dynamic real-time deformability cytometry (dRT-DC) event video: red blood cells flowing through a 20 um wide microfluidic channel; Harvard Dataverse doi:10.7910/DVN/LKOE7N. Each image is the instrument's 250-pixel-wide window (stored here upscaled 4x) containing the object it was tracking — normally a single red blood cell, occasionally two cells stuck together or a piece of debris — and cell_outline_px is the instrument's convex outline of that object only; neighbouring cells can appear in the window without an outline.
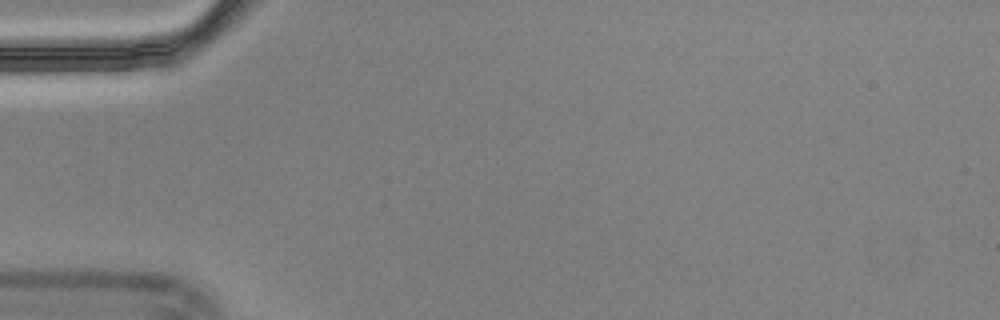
{"species": "Egyptian fruit bat (a non-hibernating species)", "species_latin": "Rousettus aegyptiacus", "temperature_condition": "cold", "stored_images_in_passage": 1, "camera_frame_rate_fps": 3000, "um_per_image_px": 0.085, "animal": {"sex": "male"}, "frame": {"image": 1, "passage_image": 1, "time_ms": 0.0, "image_size_px": [1000, 320], "cell_outline_px": [[284, 44], [256, 72], [224, 96], [208, 96], [208, 84], [256, 44], [268, 36], [284, 36]], "centroid_in_image_um": [20.85, 5.63], "position_along_channel_um": 64.2, "area_um2": 12.43}}